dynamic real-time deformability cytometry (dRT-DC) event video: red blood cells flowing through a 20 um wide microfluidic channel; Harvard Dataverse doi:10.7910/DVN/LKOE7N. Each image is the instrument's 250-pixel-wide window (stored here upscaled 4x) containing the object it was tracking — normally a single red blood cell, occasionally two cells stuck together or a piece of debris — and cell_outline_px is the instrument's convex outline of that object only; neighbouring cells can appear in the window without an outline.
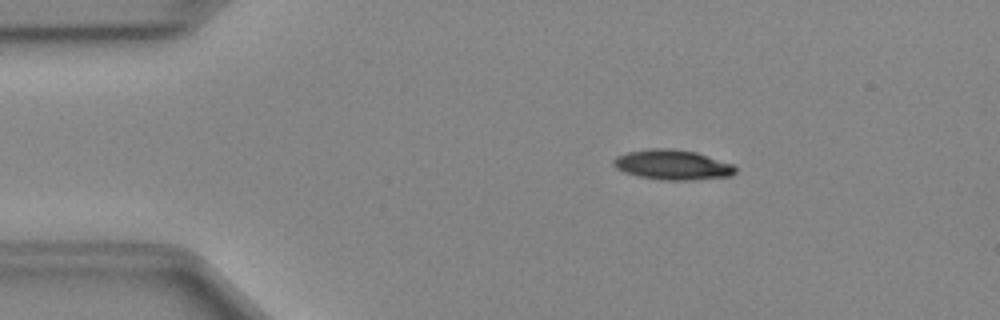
{"species": "Egyptian fruit bat (a non-hibernating species)", "species_latin": "Rousettus aegyptiacus", "temperature_condition": "cold", "stored_images_in_passage": 43, "camera_frame_rate_fps": 3000, "um_per_image_px": 0.085, "animal": {"sex": "female"}, "frame": {"image": 1, "passage_image": 2, "time_ms": 0.333, "image_size_px": [1000, 320], "cell_outline_px": [[736, 172], [732, 176], [688, 180], [660, 180], [640, 176], [624, 172], [616, 168], [612, 164], [612, 160], [616, 156], [628, 152], [652, 148], [672, 148], [696, 152], [736, 164]], "centroid_in_image_um": [57.19, 14.0], "position_along_channel_um": 27.8, "area_um2": 21.5}}
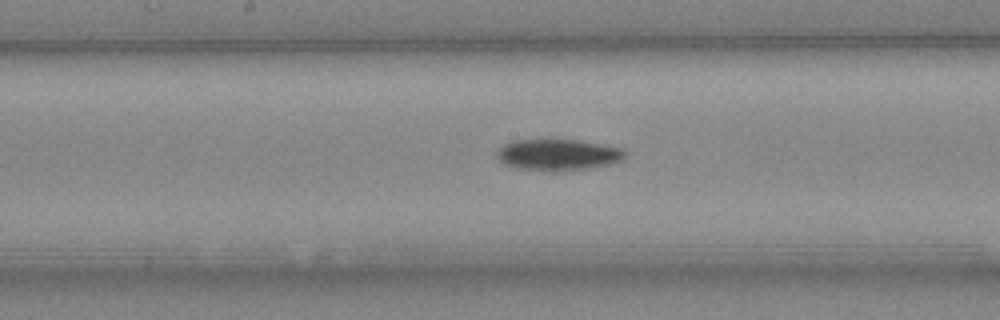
{"frame": {"image": 2, "passage_image": 19, "time_ms": 6.0, "image_size_px": [1000, 320], "cell_outline_px": [[624, 160], [608, 164], [588, 168], [556, 172], [552, 172], [516, 168], [504, 164], [496, 156], [496, 152], [504, 144], [512, 140], [576, 140], [624, 148]], "centroid_in_image_um": [47.4, 13.17], "position_along_channel_um": 200.8, "area_um2": 23.41}}
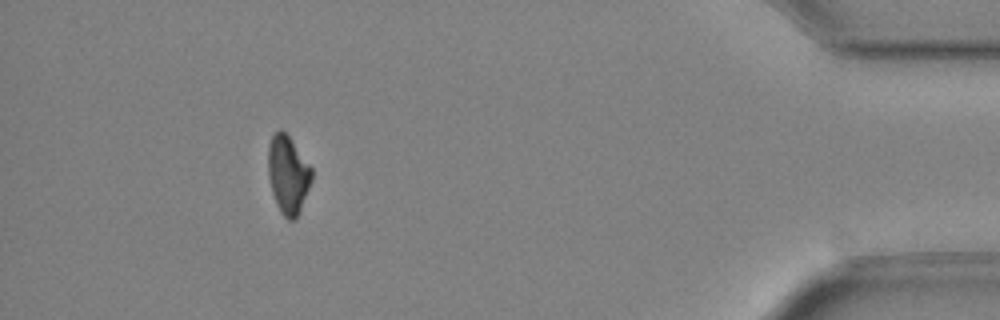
{"frame": {"image": 3, "passage_image": 39, "time_ms": 12.667, "image_size_px": [1000, 320], "cell_outline_px": [[312, 180], [300, 208], [296, 216], [292, 220], [288, 220], [280, 212], [276, 204], [272, 192], [268, 176], [268, 144], [272, 136], [280, 128], [288, 136], [312, 168]], "centroid_in_image_um": [24.46, 14.83], "position_along_channel_um": 410.7, "area_um2": 19.48}, "authors_computed_cell_mechanics": {"area_um2": 21.964, "velocity_mm_per_s": 4.0356, "shape_relaxation_time_tau1_ms": 3.3829, "shape_relaxation_time_tau2_ms": null, "deformation_change_tau1": 0.1143, "deformation_change_tau2": null}}